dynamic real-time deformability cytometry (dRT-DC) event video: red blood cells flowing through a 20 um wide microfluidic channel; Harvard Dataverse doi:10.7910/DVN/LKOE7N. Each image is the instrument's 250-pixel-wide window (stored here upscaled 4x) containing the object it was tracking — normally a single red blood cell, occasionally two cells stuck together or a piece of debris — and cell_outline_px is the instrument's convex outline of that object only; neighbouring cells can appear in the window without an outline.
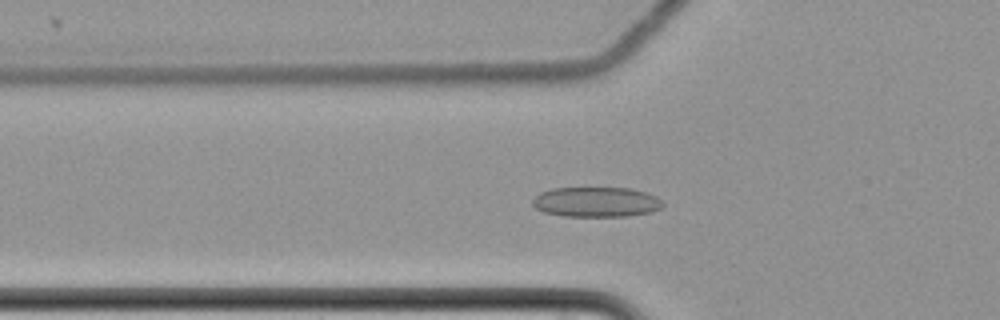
{"species": "common noctule bat (a hibernating species)", "species_latin": "Nyctalus noctula", "temperature_condition": "cold", "stored_images_in_passage": 54, "camera_frame_rate_fps": 3000, "um_per_image_px": 0.085, "animal": {"sex": "female", "body_mass_g": 22.7, "forearm_length_mm": 54.2}, "frame": {"image": 1, "passage_image": 23, "time_ms": 7.333, "image_size_px": [1000, 320], "cell_outline_px": [[664, 204], [660, 208], [652, 212], [628, 216], [564, 216], [544, 212], [536, 208], [532, 204], [532, 200], [540, 192], [552, 188], [632, 188], [656, 196]], "centroid_in_image_um": [50.67, 17.17], "position_along_channel_um": 75.1, "area_um2": 22.77}}
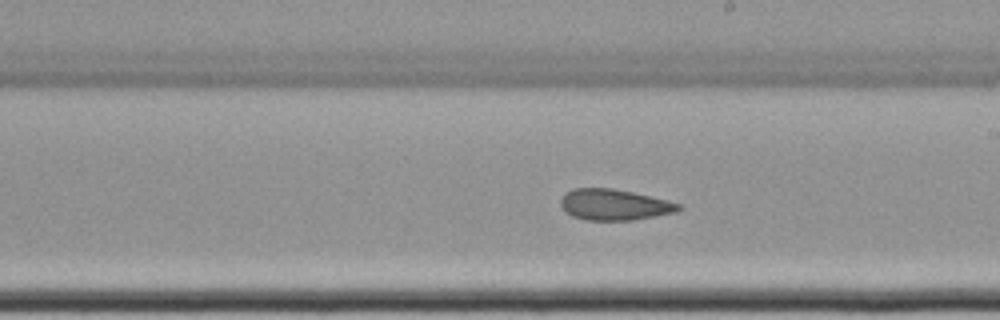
{"frame": {"image": 2, "passage_image": 37, "time_ms": 12.0, "image_size_px": [1000, 320], "cell_outline_px": [[684, 208], [676, 212], [632, 220], [588, 220], [572, 216], [560, 204], [560, 200], [564, 192], [572, 188], [612, 188], [632, 192], [668, 200], [680, 204]], "centroid_in_image_um": [52.22, 17.39], "position_along_channel_um": 236.8, "area_um2": 21.27}}
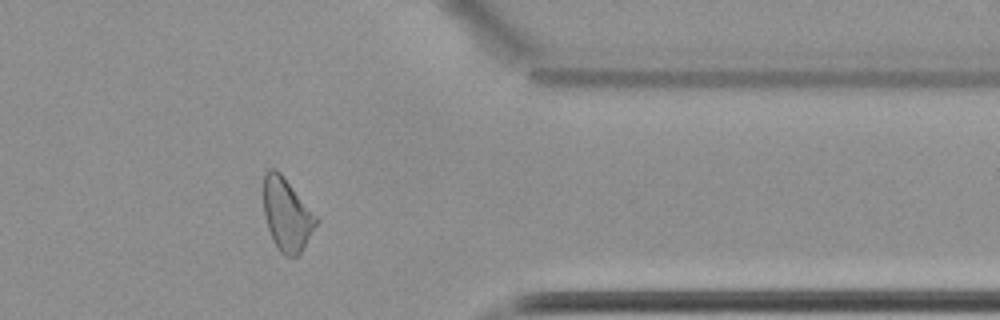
{"frame": {"image": 3, "passage_image": 51, "time_ms": 16.667, "image_size_px": [1000, 320], "cell_outline_px": [[320, 220], [300, 252], [296, 256], [284, 256], [280, 252], [268, 228], [264, 216], [264, 172], [268, 168], [276, 168], [280, 172]], "centroid_in_image_um": [24.37, 18.21], "position_along_channel_um": 387.0, "area_um2": 22.02}, "authors_computed_cell_mechanics": {"area_um2": 22.4842, "velocity_mm_per_s": 3.4834, "shape_relaxation_time_tau1_ms": null, "shape_relaxation_time_tau2_ms": 2.7377, "deformation_change_tau1": null, "deformation_change_tau2": 0.1089}}